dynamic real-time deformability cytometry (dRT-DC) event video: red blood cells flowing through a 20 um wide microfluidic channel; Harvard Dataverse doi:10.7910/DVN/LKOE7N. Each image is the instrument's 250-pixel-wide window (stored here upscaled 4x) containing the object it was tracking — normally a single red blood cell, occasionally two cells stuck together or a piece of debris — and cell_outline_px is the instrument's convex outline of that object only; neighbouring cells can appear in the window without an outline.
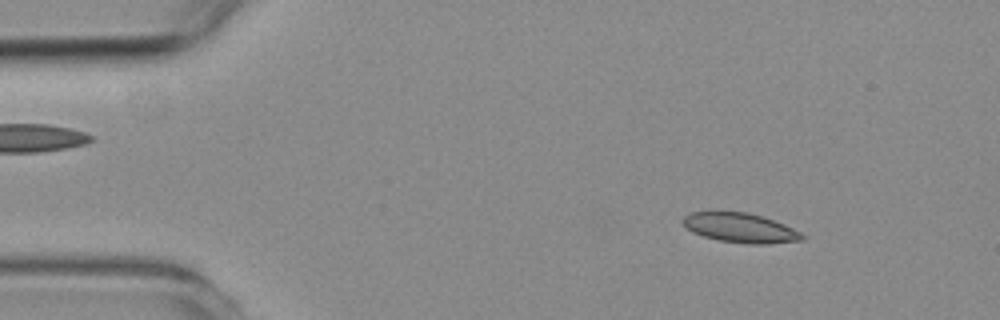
{"species": "common noctule bat (a hibernating species)", "species_latin": "Nyctalus noctula", "temperature_condition": "room temperature", "stored_images_in_passage": 53, "camera_frame_rate_fps": 3000, "um_per_image_px": 0.085, "animal": {"sex": "female", "body_mass_g": 19.3, "forearm_length_mm": 54.1}, "frame": {"image": 1, "passage_image": 6, "time_ms": 1.667, "image_size_px": [1000, 320], "cell_outline_px": [[808, 236], [804, 240], [768, 244], [748, 244], [720, 240], [704, 236], [692, 232], [680, 220], [688, 212], [720, 208], [748, 212], [784, 224]], "centroid_in_image_um": [62.87, 19.31], "position_along_channel_um": 22.1, "area_um2": 21.33}}
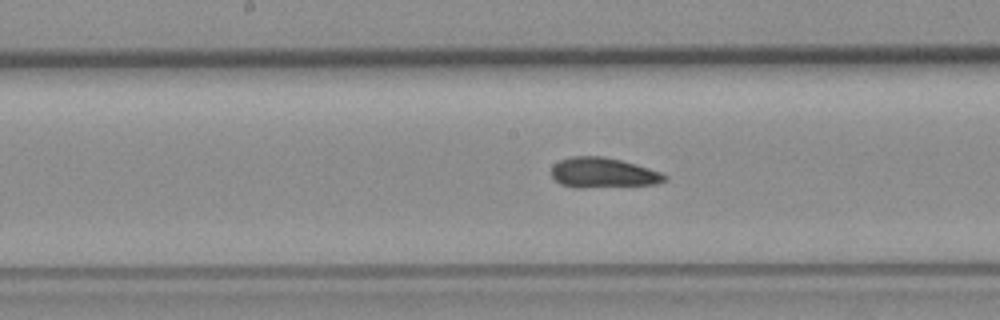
{"frame": {"image": 2, "passage_image": 26, "time_ms": 8.333, "image_size_px": [1000, 320], "cell_outline_px": [[668, 180], [656, 184], [584, 188], [572, 188], [560, 184], [552, 176], [552, 164], [560, 160], [572, 156], [604, 156], [636, 164], [660, 172], [668, 176]], "centroid_in_image_um": [51.25, 14.69], "position_along_channel_um": 197.0, "area_um2": 20.06}}
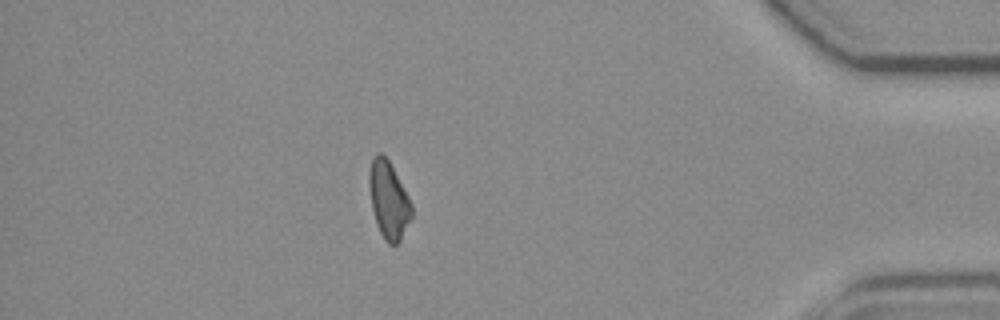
{"frame": {"image": 3, "passage_image": 46, "time_ms": 15.0, "image_size_px": [1000, 320], "cell_outline_px": [[412, 216], [400, 240], [396, 244], [388, 244], [384, 240], [376, 224], [372, 208], [368, 184], [368, 172], [372, 156], [376, 152], [380, 152], [388, 160], [408, 196], [412, 204]], "centroid_in_image_um": [33.0, 16.98], "position_along_channel_um": 402.2, "area_um2": 19.07}, "authors_computed_cell_mechanics": {"area_um2": 19.8832, "velocity_mm_per_s": 3.7865, "shape_relaxation_time_tau1_ms": null, "shape_relaxation_time_tau2_ms": 1.2164, "deformation_change_tau1": null, "deformation_change_tau2": 0.08}}